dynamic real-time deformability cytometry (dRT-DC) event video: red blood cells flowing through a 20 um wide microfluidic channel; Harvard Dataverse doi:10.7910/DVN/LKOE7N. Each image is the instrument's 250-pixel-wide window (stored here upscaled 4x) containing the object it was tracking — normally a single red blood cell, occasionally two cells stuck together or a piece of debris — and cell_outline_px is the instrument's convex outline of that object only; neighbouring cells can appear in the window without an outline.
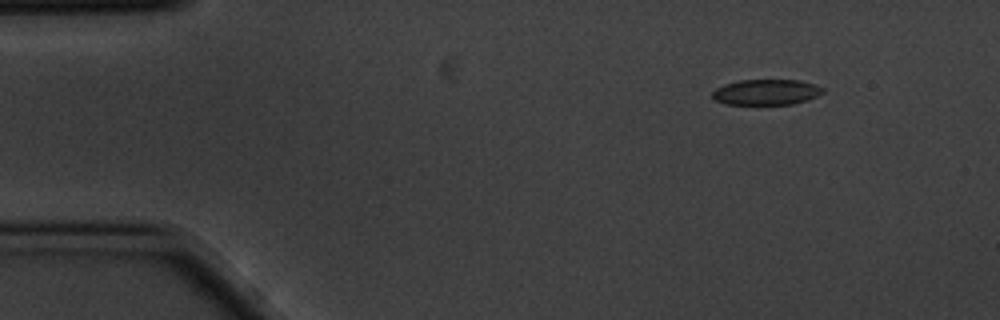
{"species": "common noctule bat (a hibernating species)", "species_latin": "Nyctalus noctula", "temperature_condition": "cold", "stored_images_in_passage": 8, "camera_frame_rate_fps": 3000, "um_per_image_px": 0.085, "animal": {"sex": "male", "body_mass_g": 20.1, "forearm_length_mm": 53.5}, "frame": {"image": 1, "passage_image": 1, "time_ms": 0.0, "image_size_px": [1000, 320], "cell_outline_px": [[824, 92], [808, 100], [792, 104], [724, 104], [716, 100], [712, 96], [712, 92], [716, 88], [724, 84], [736, 80], [800, 80], [816, 84], [824, 88]], "centroid_in_image_um": [65.14, 7.82], "position_along_channel_um": 19.9, "area_um2": 16.59}}
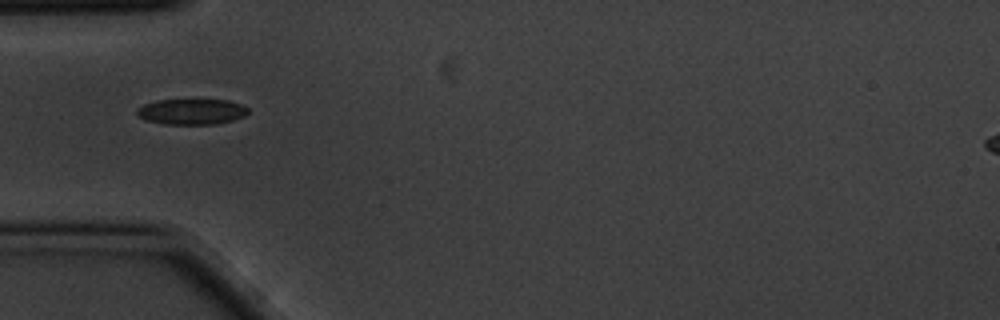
{"frame": {"image": 2, "passage_image": 4, "time_ms": 1.0, "image_size_px": [1000, 320], "cell_outline_px": [[248, 112], [244, 116], [232, 120], [216, 124], [164, 124], [144, 120], [136, 116], [136, 108], [144, 104], [156, 100], [228, 100], [240, 104], [248, 108]], "centroid_in_image_um": [16.23, 9.49], "position_along_channel_um": 68.8, "area_um2": 16.7}}